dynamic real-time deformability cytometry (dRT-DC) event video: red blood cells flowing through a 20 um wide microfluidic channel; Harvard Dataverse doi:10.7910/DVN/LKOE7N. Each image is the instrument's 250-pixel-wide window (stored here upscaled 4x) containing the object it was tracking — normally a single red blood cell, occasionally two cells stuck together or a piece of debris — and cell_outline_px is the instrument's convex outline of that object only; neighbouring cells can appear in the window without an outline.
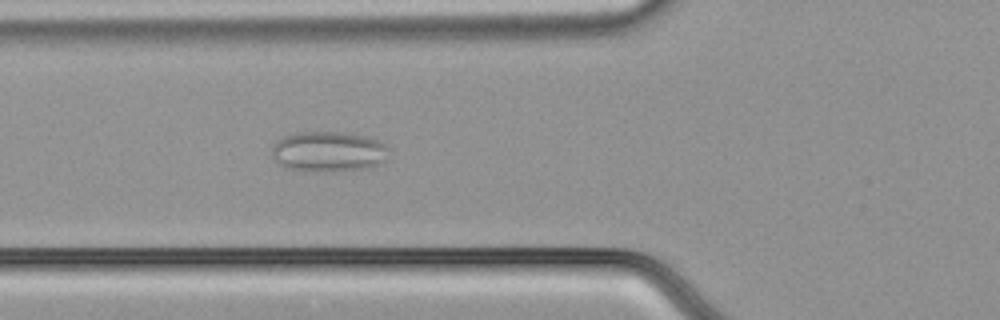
{"species": "common noctule bat (a hibernating species)", "species_latin": "Nyctalus noctula", "temperature_condition": "cold", "stored_images_in_passage": 49, "camera_frame_rate_fps": 3000, "um_per_image_px": 0.085, "animal": {"sex": "male", "body_mass_g": 21.5, "forearm_length_mm": 52.0}, "frame": {"image": 1, "passage_image": 15, "time_ms": 4.667, "image_size_px": [1000, 320], "cell_outline_px": [[388, 148], [384, 160], [368, 168], [332, 172], [304, 172], [284, 168], [272, 156], [272, 148], [276, 140], [284, 136], [296, 132], [336, 132], [364, 136], [376, 140], [384, 144]], "centroid_in_image_um": [27.84, 12.91], "position_along_channel_um": 98.0, "area_um2": 27.63}, "authors_computed_cell_mechanics": {"area_um2": 27.166, "velocity_mm_per_s": 3.7897, "shape_relaxation_time_tau1_ms": null, "shape_relaxation_time_tau2_ms": 1.684, "deformation_change_tau1": null, "deformation_change_tau2": 0.0617}}